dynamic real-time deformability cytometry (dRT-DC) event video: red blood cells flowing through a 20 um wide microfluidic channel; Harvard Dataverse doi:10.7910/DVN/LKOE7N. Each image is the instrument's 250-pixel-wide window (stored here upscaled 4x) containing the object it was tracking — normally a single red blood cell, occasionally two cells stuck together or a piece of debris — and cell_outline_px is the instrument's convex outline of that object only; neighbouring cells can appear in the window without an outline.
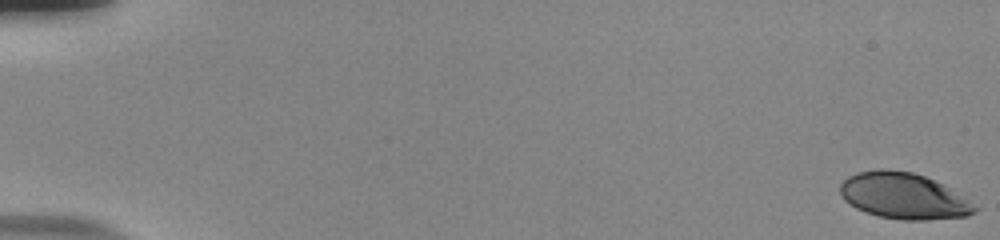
{"species": "human", "species_latin": "Homo sapiens", "temperature_condition": "room temperature", "stored_images_in_passage": 55, "camera_frame_rate_fps": 3000, "um_per_image_px": 0.085, "donor": {"sex": "male"}, "frame": {"image": 1, "passage_image": 1, "time_ms": 0.0, "image_size_px": [1000, 240], "cell_outline_px": [[980, 208], [976, 212], [968, 216], [928, 220], [900, 220], [880, 216], [856, 208], [844, 200], [840, 192], [840, 184], [848, 176], [856, 172], [876, 168], [888, 168], [912, 172], [924, 176], [944, 184]], "centroid_in_image_um": [76.81, 16.64], "position_along_channel_um": 8.2, "area_um2": 36.41}}
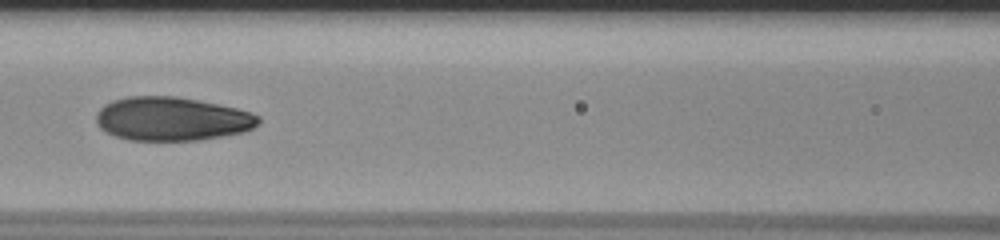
{"frame": {"image": 2, "passage_image": 27, "time_ms": 8.667, "image_size_px": [1000, 240], "cell_outline_px": [[260, 124], [244, 132], [200, 140], [128, 140], [104, 132], [96, 124], [96, 112], [104, 104], [112, 100], [128, 96], [176, 96], [220, 104], [252, 112], [260, 116]], "centroid_in_image_um": [14.6, 10.1], "position_along_channel_um": 152.0, "area_um2": 41.73}}
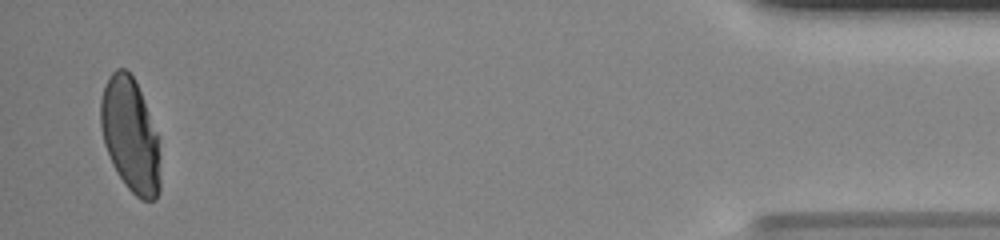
{"frame": {"image": 3, "passage_image": 54, "time_ms": 17.667, "image_size_px": [1000, 240], "cell_outline_px": [[160, 192], [156, 200], [140, 200], [124, 184], [116, 172], [112, 164], [104, 144], [100, 128], [100, 100], [108, 76], [116, 68], [124, 68], [136, 80], [156, 136], [160, 156]], "centroid_in_image_um": [11.05, 11.52], "position_along_channel_um": 424.1, "area_um2": 39.54}, "authors_computed_cell_mechanics": {"area_um2": 40.5756, "velocity_mm_per_s": 3.8266, "shape_relaxation_time_tau1_ms": 6.3491, "shape_relaxation_time_tau2_ms": 0.6506, "deformation_change_tau1": 0.2203, "deformation_change_tau2": 0.0481}}